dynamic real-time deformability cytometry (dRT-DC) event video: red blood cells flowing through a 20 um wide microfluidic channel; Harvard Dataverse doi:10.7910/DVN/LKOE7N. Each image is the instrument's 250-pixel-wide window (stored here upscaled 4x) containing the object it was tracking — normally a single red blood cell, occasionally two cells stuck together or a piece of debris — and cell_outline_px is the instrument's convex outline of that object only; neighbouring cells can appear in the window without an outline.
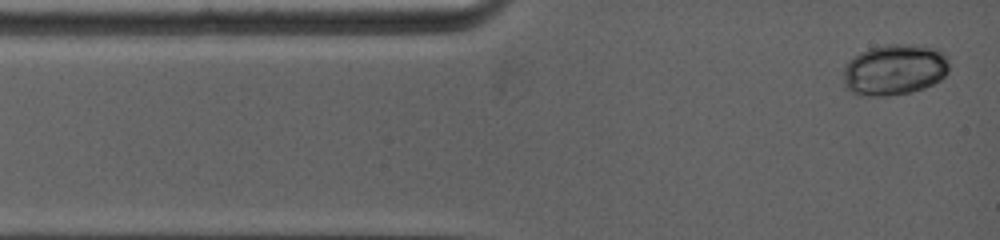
{"species": "common noctule bat (a hibernating species)", "species_latin": "Nyctalus noctula", "temperature_condition": "warm", "stored_images_in_passage": 35, "camera_frame_rate_fps": 5000, "um_per_image_px": 0.085, "animal": {"sex": "female", "body_mass_g": 19.0, "forearm_length_mm": 53.3}, "frame": {"image": 1, "passage_image": 1, "time_ms": 0.0, "image_size_px": [1000, 240], "cell_outline_px": [[948, 72], [940, 80], [924, 88], [912, 92], [888, 96], [860, 96], [844, 88], [844, 68], [848, 60], [860, 52], [868, 48], [884, 44], [908, 44], [936, 48], [944, 52], [948, 56]], "centroid_in_image_um": [76.02, 5.92], "position_along_channel_um": 9.0, "area_um2": 31.96}}
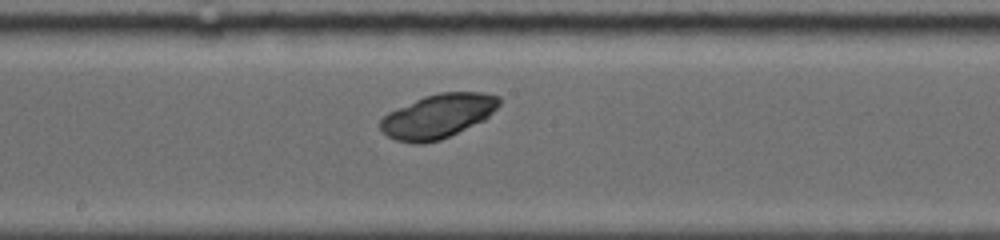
{"frame": {"image": 2, "passage_image": 20, "time_ms": 6.2, "image_size_px": [1000, 240], "cell_outline_px": [[500, 104], [484, 120], [440, 140], [424, 144], [412, 144], [396, 140], [388, 136], [380, 128], [380, 120], [388, 112], [424, 96], [440, 92], [480, 92], [500, 96]], "centroid_in_image_um": [37.21, 9.87], "position_along_channel_um": 211.0, "area_um2": 30.4}}
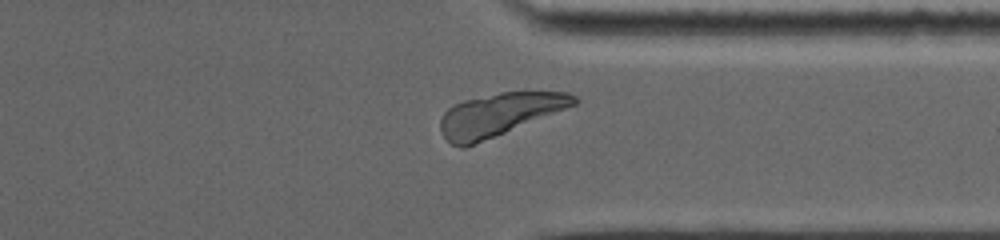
{"frame": {"image": 3, "passage_image": 32, "time_ms": 10.2, "image_size_px": [1000, 240], "cell_outline_px": [[580, 100], [576, 104], [464, 148], [460, 148], [452, 144], [440, 132], [440, 120], [444, 112], [452, 104], [464, 100], [500, 92], [568, 92], [576, 96]], "centroid_in_image_um": [42.39, 9.72], "position_along_channel_um": 369.0, "area_um2": 32.71}}